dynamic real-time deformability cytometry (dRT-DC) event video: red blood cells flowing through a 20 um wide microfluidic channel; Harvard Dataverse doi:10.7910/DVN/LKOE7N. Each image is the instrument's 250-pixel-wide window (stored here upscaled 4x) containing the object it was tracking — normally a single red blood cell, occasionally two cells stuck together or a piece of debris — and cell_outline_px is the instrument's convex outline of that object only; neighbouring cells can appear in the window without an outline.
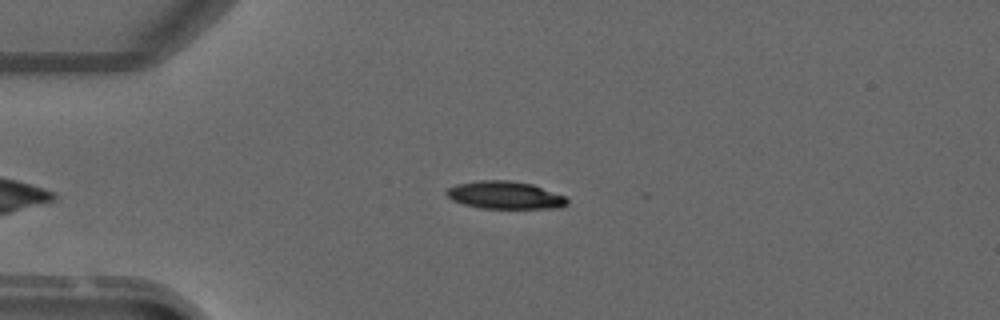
{"species": "common noctule bat (a hibernating species)", "species_latin": "Nyctalus noctula", "temperature_condition": "warm", "stored_images_in_passage": 3, "camera_frame_rate_fps": 3000, "um_per_image_px": 0.085, "animal": {"sex": "male", "forearm_length_mm": 52.5}, "frame": {"image": 1, "passage_image": 3, "time_ms": 2.333, "image_size_px": [1000, 320], "cell_outline_px": [[568, 204], [560, 208], [480, 208], [464, 204], [452, 200], [444, 192], [448, 188], [456, 184], [480, 180], [508, 180], [532, 184], [564, 196], [568, 200]], "centroid_in_image_um": [42.91, 16.59], "position_along_channel_um": 42.1, "area_um2": 19.36}}